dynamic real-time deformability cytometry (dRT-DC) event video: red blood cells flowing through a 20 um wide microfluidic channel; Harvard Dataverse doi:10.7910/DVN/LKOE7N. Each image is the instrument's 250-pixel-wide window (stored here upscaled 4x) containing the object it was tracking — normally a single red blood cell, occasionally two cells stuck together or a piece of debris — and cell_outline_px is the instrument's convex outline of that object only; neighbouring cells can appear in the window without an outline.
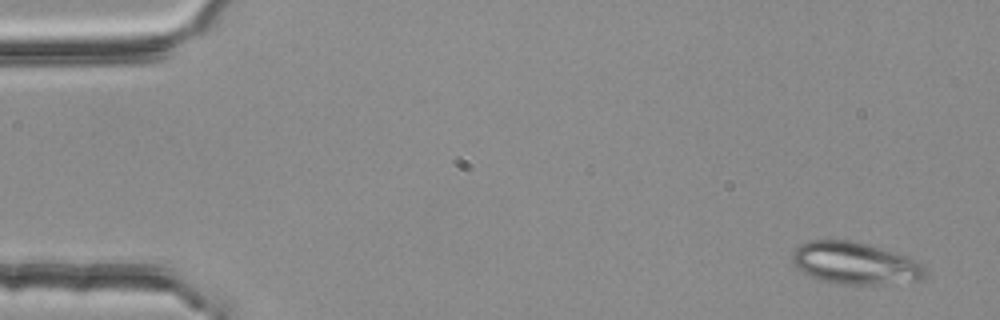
{"species": "common noctule bat (a hibernating species)", "species_latin": "Nyctalus noctula", "temperature_condition": "room temperature", "stored_images_in_passage": 4, "camera_frame_rate_fps": 3000, "um_per_image_px": 0.085, "animal": {"sex": "female", "body_mass_g": 25.1}, "frame": {"image": 1, "passage_image": 1, "time_ms": 0.0, "image_size_px": [1000, 320], "cell_outline_px": [[928, 276], [920, 280], [876, 284], [836, 284], [820, 280], [796, 268], [792, 260], [792, 252], [800, 244], [808, 240], [848, 240], [868, 244], [896, 252], [908, 256], [924, 264]], "centroid_in_image_um": [72.7, 22.37], "position_along_channel_um": 12.3, "area_um2": 32.83}}